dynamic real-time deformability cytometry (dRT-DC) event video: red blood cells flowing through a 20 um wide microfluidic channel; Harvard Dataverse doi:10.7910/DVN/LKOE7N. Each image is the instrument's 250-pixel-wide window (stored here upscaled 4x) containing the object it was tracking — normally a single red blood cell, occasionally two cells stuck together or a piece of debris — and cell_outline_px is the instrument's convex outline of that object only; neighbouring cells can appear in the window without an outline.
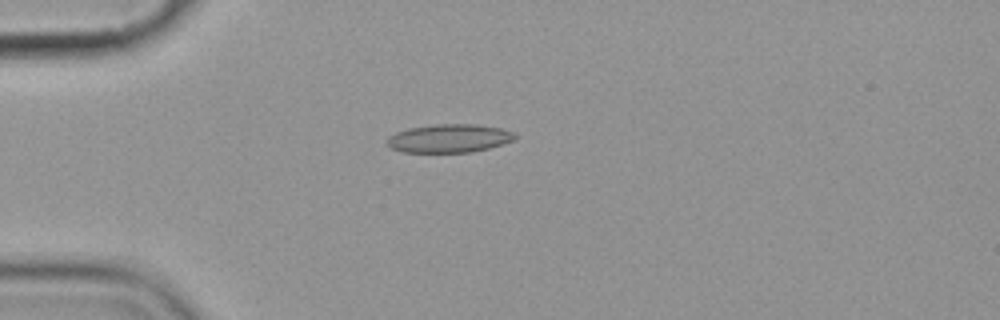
{"species": "common noctule bat (a hibernating species)", "species_latin": "Nyctalus noctula", "temperature_condition": "cold", "stored_images_in_passage": 10, "camera_frame_rate_fps": 3000, "um_per_image_px": 0.085, "animal": {"sex": "female", "body_mass_g": 19.9}, "frame": {"image": 1, "passage_image": 5, "time_ms": 4.667, "image_size_px": [1000, 320], "cell_outline_px": [[516, 136], [512, 140], [488, 148], [472, 152], [404, 152], [392, 148], [388, 144], [388, 136], [396, 132], [408, 128], [436, 124], [476, 124], [500, 128], [516, 132]], "centroid_in_image_um": [38.18, 11.75], "position_along_channel_um": 46.8, "area_um2": 20.98}}
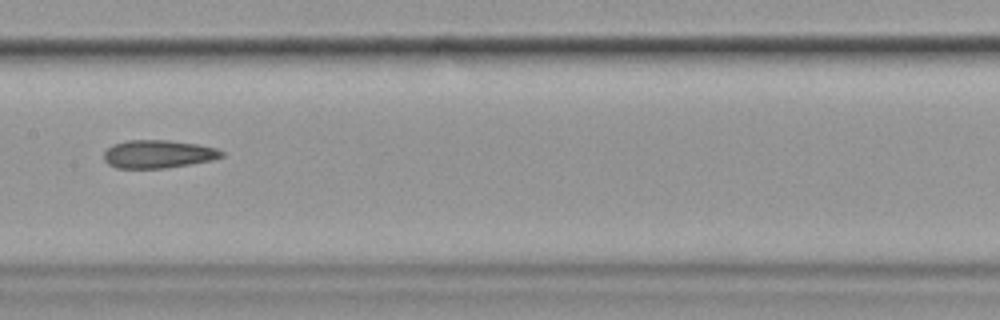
{"frame": {"image": 2, "passage_image": 9, "time_ms": 9.333, "image_size_px": [1000, 320], "cell_outline_px": [[224, 156], [212, 160], [164, 168], [116, 168], [108, 164], [104, 160], [104, 152], [112, 144], [128, 140], [168, 140], [196, 144], [216, 148], [224, 152]], "centroid_in_image_um": [13.42, 13.09], "position_along_channel_um": 194.0, "area_um2": 19.19}}
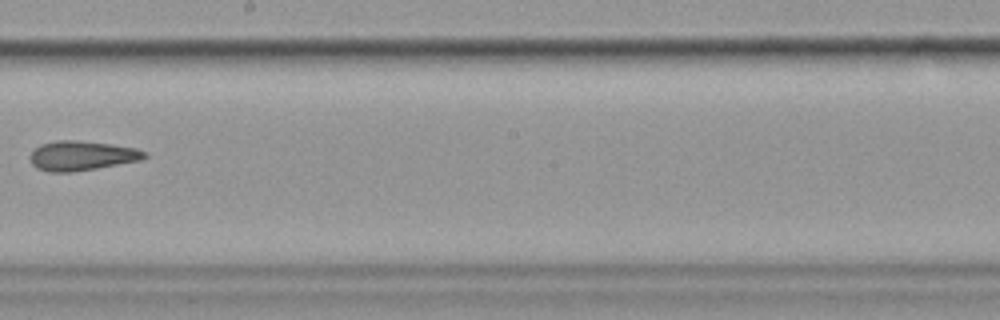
{"frame": {"image": 3, "passage_image": 10, "time_ms": 10.667, "image_size_px": [1000, 320], "cell_outline_px": [[148, 156], [144, 160], [72, 172], [48, 172], [36, 168], [32, 164], [28, 156], [40, 144], [56, 140], [76, 140], [112, 144], [136, 148], [148, 152]], "centroid_in_image_um": [6.97, 13.23], "position_along_channel_um": 241.2, "area_um2": 20.0}}